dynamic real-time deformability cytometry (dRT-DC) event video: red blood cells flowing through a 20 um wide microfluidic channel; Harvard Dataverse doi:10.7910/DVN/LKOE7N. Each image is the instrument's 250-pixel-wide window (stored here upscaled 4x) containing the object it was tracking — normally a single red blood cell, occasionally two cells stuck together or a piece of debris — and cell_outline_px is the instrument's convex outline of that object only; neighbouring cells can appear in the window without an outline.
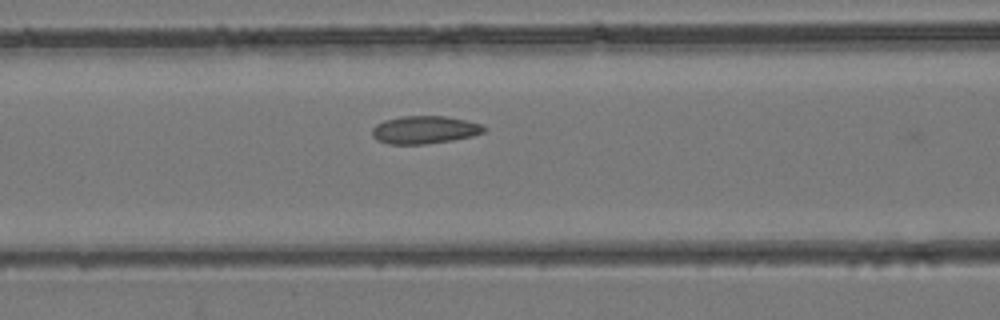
{"species": "common noctule bat (a hibernating species)", "species_latin": "Nyctalus noctula", "temperature_condition": "room temperature", "stored_images_in_passage": 42, "camera_frame_rate_fps": 3000, "um_per_image_px": 0.085, "animal": {"sex": "female", "body_mass_g": 24.6, "forearm_length_mm": 56.2}, "frame": {"image": 1, "passage_image": 17, "time_ms": 5.333, "image_size_px": [1000, 320], "cell_outline_px": [[488, 128], [484, 132], [472, 136], [452, 140], [424, 144], [388, 144], [376, 140], [372, 136], [372, 128], [376, 124], [384, 120], [400, 116], [444, 116], [484, 124]], "centroid_in_image_um": [36.08, 11.03], "position_along_channel_um": 130.5, "area_um2": 18.26}}
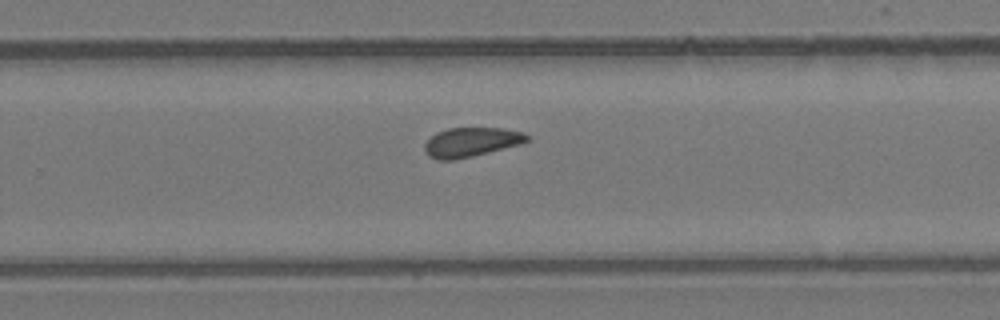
{"frame": {"image": 2, "passage_image": 27, "time_ms": 8.667, "image_size_px": [1000, 320], "cell_outline_px": [[528, 140], [520, 144], [472, 156], [452, 160], [436, 160], [428, 156], [424, 148], [424, 144], [436, 132], [448, 128], [504, 128], [524, 132], [528, 136]], "centroid_in_image_um": [40.02, 12.07], "position_along_channel_um": 289.8, "area_um2": 17.4}}
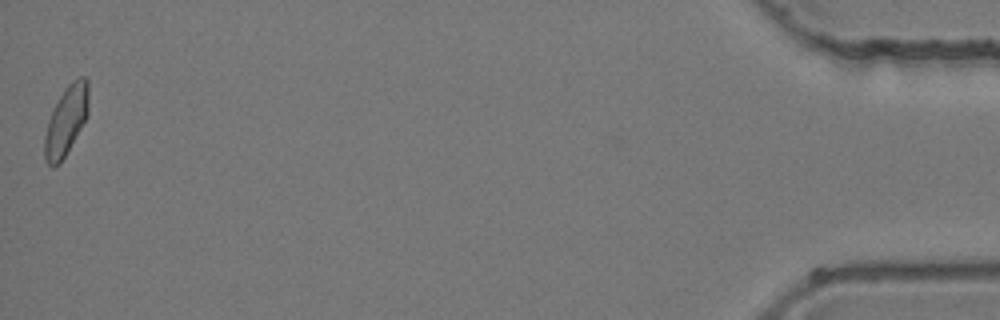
{"frame": {"image": 3, "passage_image": 42, "time_ms": 13.667, "image_size_px": [1000, 320], "cell_outline_px": [[88, 116], [60, 164], [52, 168], [44, 160], [44, 136], [48, 120], [52, 108], [64, 88], [72, 80], [80, 76], [88, 76]], "centroid_in_image_um": [5.61, 10.24], "position_along_channel_um": 429.6, "area_um2": 18.15}}